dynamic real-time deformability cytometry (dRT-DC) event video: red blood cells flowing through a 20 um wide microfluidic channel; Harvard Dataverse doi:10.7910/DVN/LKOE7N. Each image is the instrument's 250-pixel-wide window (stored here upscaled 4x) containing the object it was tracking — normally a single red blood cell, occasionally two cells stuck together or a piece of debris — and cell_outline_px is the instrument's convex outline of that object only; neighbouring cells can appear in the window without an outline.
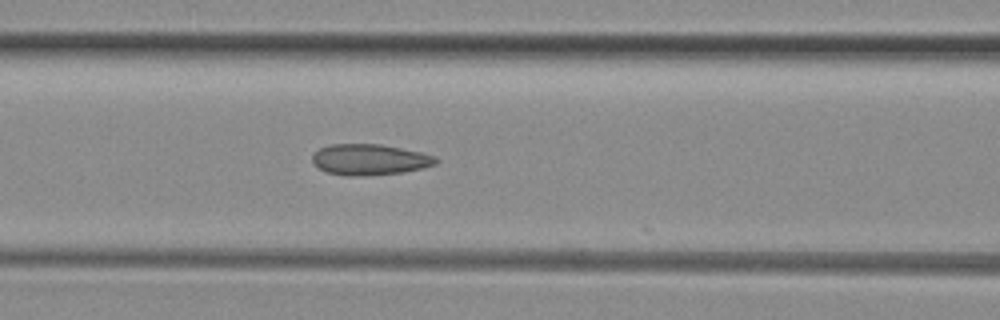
{"species": "common noctule bat (a hibernating species)", "species_latin": "Nyctalus noctula", "temperature_condition": "room temperature", "stored_images_in_passage": 11, "camera_frame_rate_fps": 3000, "um_per_image_px": 0.085, "animal": {"sex": "female", "body_mass_g": 29.2, "forearm_length_mm": 56.3}, "frame": {"image": 1, "passage_image": 10, "time_ms": 3.0, "image_size_px": [1000, 320], "cell_outline_px": [[440, 160], [436, 164], [404, 172], [364, 176], [344, 176], [324, 172], [312, 164], [312, 156], [320, 148], [332, 144], [380, 144], [420, 152], [436, 156]], "centroid_in_image_um": [31.39, 13.58], "position_along_channel_um": 135.2, "area_um2": 22.43}}